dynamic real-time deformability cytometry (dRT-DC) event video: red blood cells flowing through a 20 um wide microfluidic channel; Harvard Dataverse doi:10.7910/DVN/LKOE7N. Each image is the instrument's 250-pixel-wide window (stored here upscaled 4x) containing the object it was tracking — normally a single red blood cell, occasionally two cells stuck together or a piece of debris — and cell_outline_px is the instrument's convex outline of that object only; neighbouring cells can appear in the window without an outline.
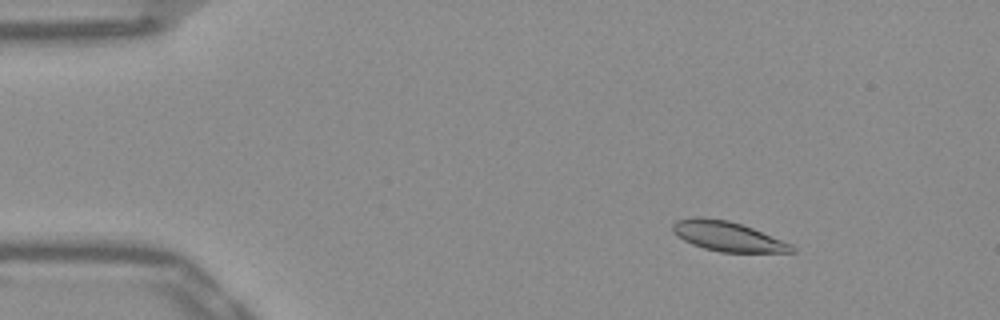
{"species": "Egyptian fruit bat (a non-hibernating species)", "species_latin": "Rousettus aegyptiacus", "temperature_condition": "warm", "stored_images_in_passage": 53, "camera_frame_rate_fps": 3000, "um_per_image_px": 0.085, "frame": {"image": 1, "passage_image": 8, "time_ms": 2.333, "image_size_px": [1000, 320], "cell_outline_px": [[796, 252], [720, 252], [704, 248], [692, 244], [684, 240], [672, 232], [672, 224], [676, 220], [692, 216], [700, 216], [728, 220], [752, 228], [792, 244], [796, 248]], "centroid_in_image_um": [61.82, 20.08], "position_along_channel_um": 23.2, "area_um2": 20.69}}
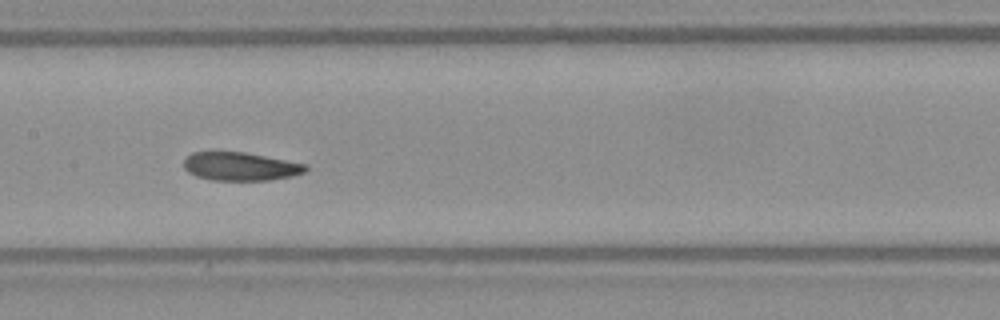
{"frame": {"image": 2, "passage_image": 27, "time_ms": 8.667, "image_size_px": [1000, 320], "cell_outline_px": [[308, 168], [304, 172], [292, 176], [272, 180], [212, 180], [196, 176], [188, 172], [184, 168], [184, 160], [192, 152], [212, 148], [244, 152], [308, 164]], "centroid_in_image_um": [20.38, 14.1], "position_along_channel_um": 187.0, "area_um2": 20.87}}
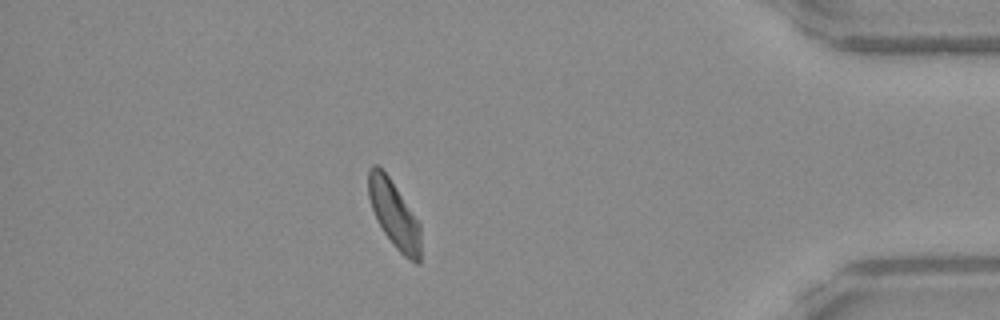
{"frame": {"image": 3, "passage_image": 47, "time_ms": 15.333, "image_size_px": [1000, 320], "cell_outline_px": [[420, 264], [416, 264], [404, 256], [396, 248], [384, 232], [376, 220], [368, 196], [368, 168], [372, 164], [376, 164], [388, 176], [420, 224]], "centroid_in_image_um": [33.48, 18.23], "position_along_channel_um": 401.7, "area_um2": 20.11}, "authors_computed_cell_mechanics": {"area_um2": 20.9814, "velocity_mm_per_s": 3.8422, "shape_relaxation_time_tau1_ms": 8.4581, "shape_relaxation_time_tau2_ms": 2.2981, "deformation_change_tau1": 0.1556, "deformation_change_tau2": 0.0754}}